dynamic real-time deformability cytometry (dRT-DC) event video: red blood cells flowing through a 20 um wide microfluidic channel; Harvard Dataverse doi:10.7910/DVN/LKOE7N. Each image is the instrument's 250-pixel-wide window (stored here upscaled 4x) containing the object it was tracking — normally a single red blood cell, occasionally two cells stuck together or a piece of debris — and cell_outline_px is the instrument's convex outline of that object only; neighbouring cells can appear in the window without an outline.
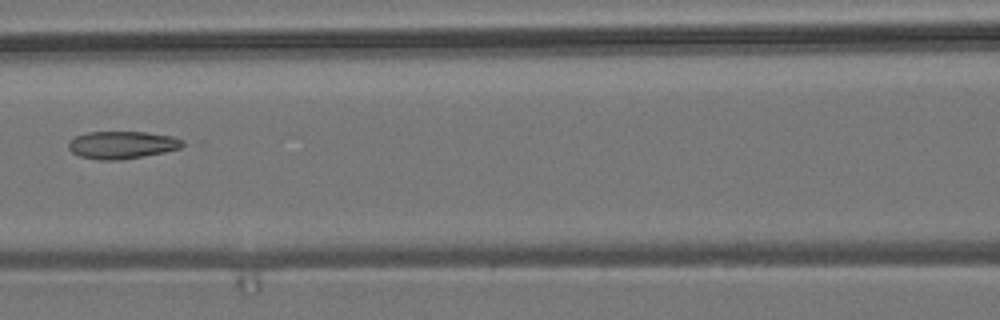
{"species": "common noctule bat (a hibernating species)", "species_latin": "Nyctalus noctula", "temperature_condition": "room temperature", "stored_images_in_passage": 4, "camera_frame_rate_fps": 3000, "um_per_image_px": 0.085, "animal": {"sex": "male", "body_mass_g": 19.2, "forearm_length_mm": 51.8}, "frame": {"image": 1, "passage_image": 4, "time_ms": 1.0, "image_size_px": [1000, 320], "cell_outline_px": [[188, 144], [180, 148], [164, 152], [120, 160], [96, 160], [80, 156], [72, 152], [68, 148], [68, 140], [76, 136], [88, 132], [148, 132], [172, 136], [184, 140]], "centroid_in_image_um": [10.39, 12.31], "position_along_channel_um": 156.2, "area_um2": 18.5}}